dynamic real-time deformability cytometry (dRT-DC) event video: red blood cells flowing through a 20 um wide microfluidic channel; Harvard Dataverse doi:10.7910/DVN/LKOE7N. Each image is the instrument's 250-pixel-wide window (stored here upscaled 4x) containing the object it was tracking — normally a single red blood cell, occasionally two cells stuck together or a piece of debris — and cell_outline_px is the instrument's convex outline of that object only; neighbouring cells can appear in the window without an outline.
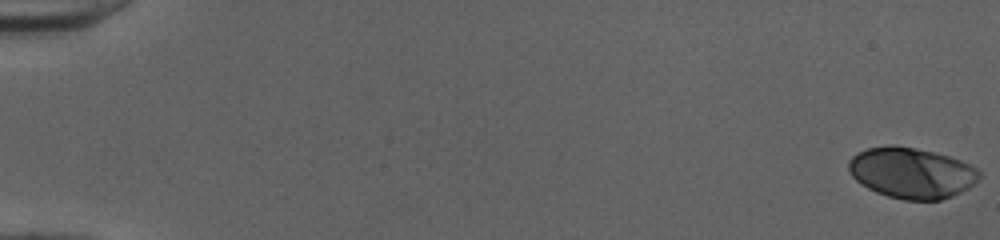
{"species": "human", "species_latin": "Homo sapiens", "temperature_condition": "cold", "stored_images_in_passage": 18, "camera_frame_rate_fps": 3000, "um_per_image_px": 0.085, "donor": {"sex": "female"}, "frame": {"image": 1, "passage_image": 1, "time_ms": 0.0, "image_size_px": [1000, 240], "cell_outline_px": [[980, 176], [968, 188], [952, 196], [940, 200], [904, 200], [888, 196], [876, 192], [868, 188], [856, 180], [852, 176], [848, 168], [848, 160], [856, 152], [868, 148], [892, 144], [916, 148], [948, 156], [960, 160], [976, 168], [980, 172]], "centroid_in_image_um": [77.45, 14.69], "position_along_channel_um": 7.6, "area_um2": 38.55}}
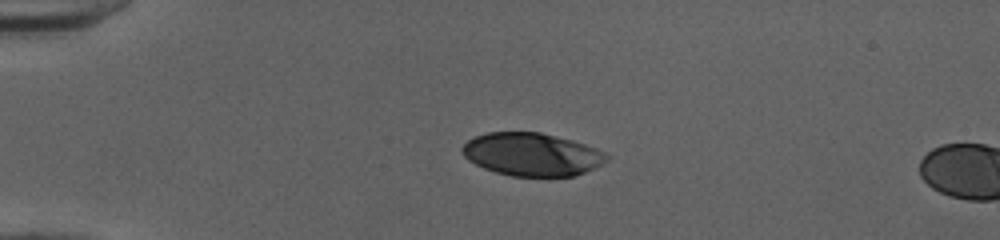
{"frame": {"image": 2, "passage_image": 14, "time_ms": 4.333, "image_size_px": [1000, 240], "cell_outline_px": [[608, 160], [576, 176], [512, 176], [496, 172], [484, 168], [468, 160], [460, 152], [460, 148], [468, 140], [476, 136], [488, 132], [540, 132], [572, 140], [596, 148], [604, 152], [608, 156]], "centroid_in_image_um": [45.18, 13.12], "position_along_channel_um": 39.8, "area_um2": 36.01}}